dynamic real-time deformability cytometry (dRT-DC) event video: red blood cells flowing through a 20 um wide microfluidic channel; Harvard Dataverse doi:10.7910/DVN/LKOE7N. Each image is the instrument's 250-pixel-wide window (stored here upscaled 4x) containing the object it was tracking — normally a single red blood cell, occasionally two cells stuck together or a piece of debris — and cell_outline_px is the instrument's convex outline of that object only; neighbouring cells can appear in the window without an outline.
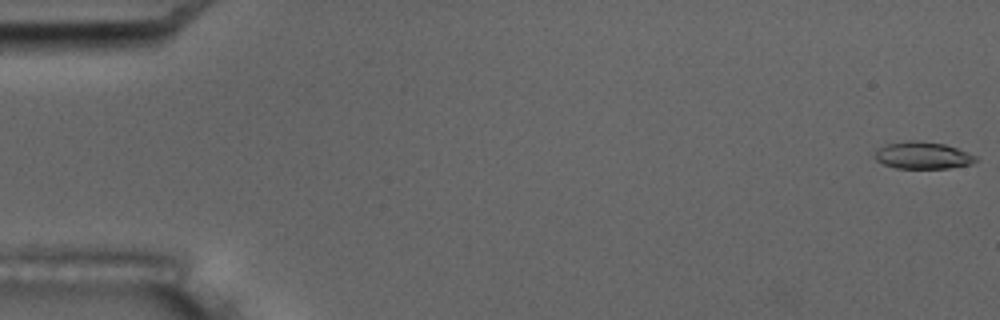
{"species": "common noctule bat (a hibernating species)", "species_latin": "Nyctalus noctula", "temperature_condition": "room temperature", "stored_images_in_passage": 4, "camera_frame_rate_fps": 3000, "um_per_image_px": 0.085, "animal": {"sex": "male", "body_mass_g": 17.5, "forearm_length_mm": 52.3}, "frame": {"image": 1, "passage_image": 1, "time_ms": 0.0, "image_size_px": [1000, 320], "cell_outline_px": [[976, 160], [972, 164], [948, 168], [896, 168], [884, 164], [876, 160], [872, 156], [884, 144], [908, 140], [916, 140], [944, 144], [968, 152], [976, 156]], "centroid_in_image_um": [78.41, 13.2], "position_along_channel_um": 6.6, "area_um2": 15.9}}